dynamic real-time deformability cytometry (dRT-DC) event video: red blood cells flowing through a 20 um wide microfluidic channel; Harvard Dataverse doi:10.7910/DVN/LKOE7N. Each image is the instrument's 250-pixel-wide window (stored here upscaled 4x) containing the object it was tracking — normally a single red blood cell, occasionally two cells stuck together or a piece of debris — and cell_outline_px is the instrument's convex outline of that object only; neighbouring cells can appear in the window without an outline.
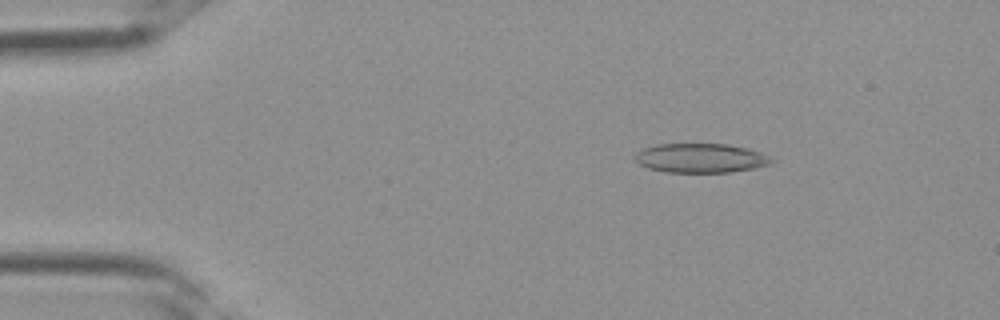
{"species": "Egyptian fruit bat (a non-hibernating species)", "species_latin": "Rousettus aegyptiacus", "temperature_condition": "room temperature", "stored_images_in_passage": 2, "camera_frame_rate_fps": 3000, "um_per_image_px": 0.085, "frame": {"image": 1, "passage_image": 1, "time_ms": 0.0, "image_size_px": [1000, 320], "cell_outline_px": [[776, 160], [772, 164], [732, 172], [668, 172], [648, 168], [640, 164], [636, 160], [636, 152], [644, 148], [656, 144], [728, 144], [748, 148], [768, 156]], "centroid_in_image_um": [59.58, 13.43], "position_along_channel_um": 25.4, "area_um2": 23.18}}